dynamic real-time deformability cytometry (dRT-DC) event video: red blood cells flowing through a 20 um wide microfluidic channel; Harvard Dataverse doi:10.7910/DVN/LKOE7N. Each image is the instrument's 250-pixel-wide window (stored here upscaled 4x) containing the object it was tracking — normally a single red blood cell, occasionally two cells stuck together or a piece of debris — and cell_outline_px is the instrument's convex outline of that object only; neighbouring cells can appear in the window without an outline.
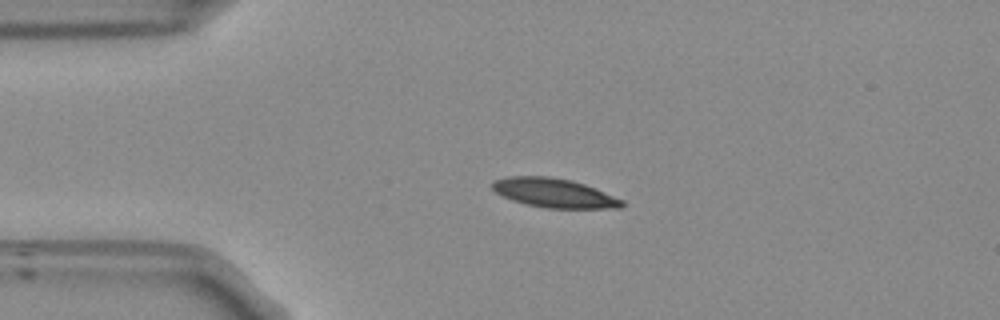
{"species": "Egyptian fruit bat (a non-hibernating species)", "species_latin": "Rousettus aegyptiacus", "temperature_condition": "room temperature", "stored_images_in_passage": 42, "camera_frame_rate_fps": 3000, "um_per_image_px": 0.085, "frame": {"image": 1, "passage_image": 1, "time_ms": 0.0, "image_size_px": [1000, 320], "cell_outline_px": [[624, 204], [620, 208], [548, 208], [528, 204], [512, 200], [496, 192], [492, 188], [492, 184], [496, 180], [508, 176], [552, 176], [572, 180], [596, 188], [624, 200]], "centroid_in_image_um": [47.14, 16.39], "position_along_channel_um": 37.9, "area_um2": 21.91}}
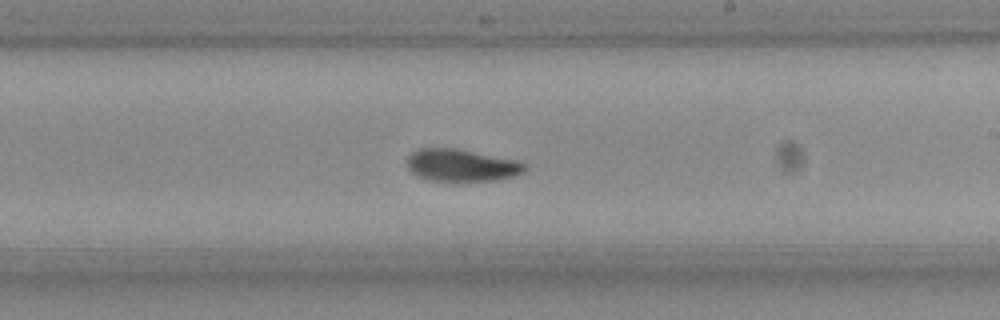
{"frame": {"image": 2, "passage_image": 20, "time_ms": 6.333, "image_size_px": [1000, 320], "cell_outline_px": [[528, 168], [524, 172], [516, 176], [492, 180], [428, 180], [416, 176], [408, 168], [408, 156], [412, 152], [420, 148], [452, 148], [512, 160], [524, 164]], "centroid_in_image_um": [39.18, 14.05], "position_along_channel_um": 249.8, "area_um2": 21.5}}
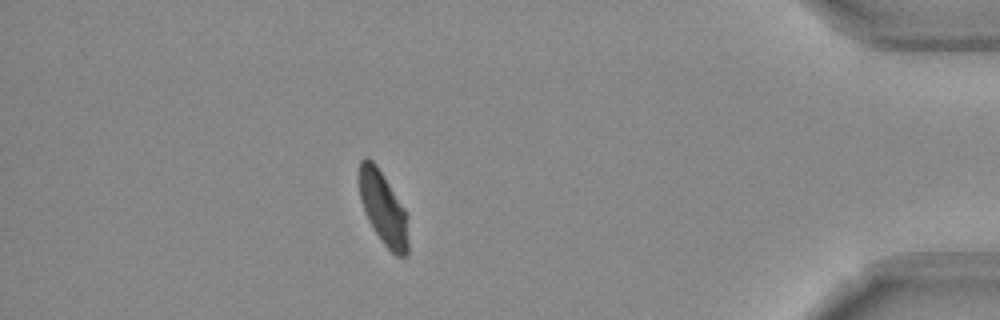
{"frame": {"image": 3, "passage_image": 36, "time_ms": 11.667, "image_size_px": [1000, 320], "cell_outline_px": [[408, 252], [404, 256], [396, 256], [384, 244], [376, 232], [364, 208], [360, 196], [360, 160], [364, 156], [368, 156], [376, 164], [404, 208], [408, 244]], "centroid_in_image_um": [32.57, 17.66], "position_along_channel_um": 402.6, "area_um2": 20.0}, "authors_computed_cell_mechanics": {"area_um2": 22.1374, "velocity_mm_per_s": 3.7769, "shape_relaxation_time_tau1_ms": 7.1837, "shape_relaxation_time_tau2_ms": 4.1121, "deformation_change_tau1": 0.1717, "deformation_change_tau2": 0.0771}}